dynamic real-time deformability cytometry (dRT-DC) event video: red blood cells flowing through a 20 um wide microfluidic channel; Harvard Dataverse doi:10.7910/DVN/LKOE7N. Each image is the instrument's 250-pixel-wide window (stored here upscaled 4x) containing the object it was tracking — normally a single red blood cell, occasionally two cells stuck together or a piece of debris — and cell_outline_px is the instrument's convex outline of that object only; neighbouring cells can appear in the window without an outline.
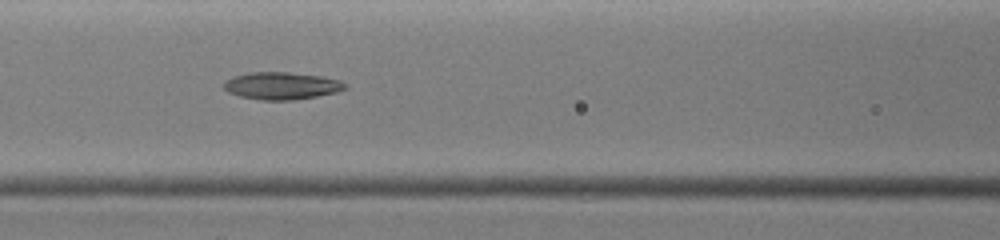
{"species": "common noctule bat (a hibernating species)", "species_latin": "Nyctalus noctula", "temperature_condition": "warm", "stored_images_in_passage": 17, "camera_frame_rate_fps": 3000, "um_per_image_px": 0.085, "animal": {"sex": "female", "body_mass_g": 19.0, "forearm_length_mm": 51.5}, "frame": {"image": 1, "passage_image": 15, "time_ms": 4.667, "image_size_px": [1000, 240], "cell_outline_px": [[348, 88], [336, 92], [296, 100], [260, 100], [240, 96], [228, 92], [224, 88], [224, 84], [232, 76], [248, 72], [288, 72], [320, 76], [340, 80], [348, 84]], "centroid_in_image_um": [23.96, 7.29], "position_along_channel_um": 142.6, "area_um2": 19.36}}
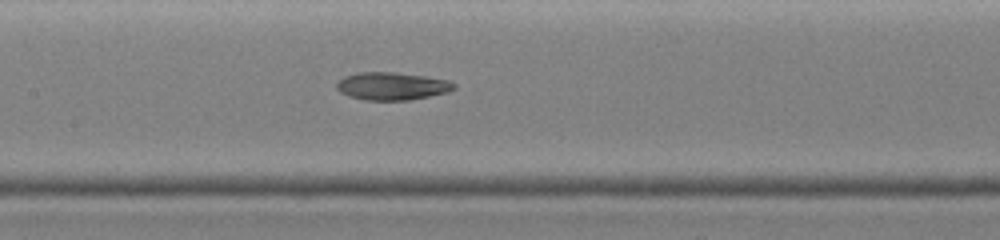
{"frame": {"image": 2, "passage_image": 17, "time_ms": 5.333, "image_size_px": [1000, 240], "cell_outline_px": [[456, 88], [448, 92], [408, 100], [364, 100], [348, 96], [340, 92], [336, 88], [336, 84], [344, 76], [356, 72], [396, 72], [424, 76], [448, 80], [456, 84]], "centroid_in_image_um": [33.3, 7.31], "position_along_channel_um": 174.1, "area_um2": 19.02}}